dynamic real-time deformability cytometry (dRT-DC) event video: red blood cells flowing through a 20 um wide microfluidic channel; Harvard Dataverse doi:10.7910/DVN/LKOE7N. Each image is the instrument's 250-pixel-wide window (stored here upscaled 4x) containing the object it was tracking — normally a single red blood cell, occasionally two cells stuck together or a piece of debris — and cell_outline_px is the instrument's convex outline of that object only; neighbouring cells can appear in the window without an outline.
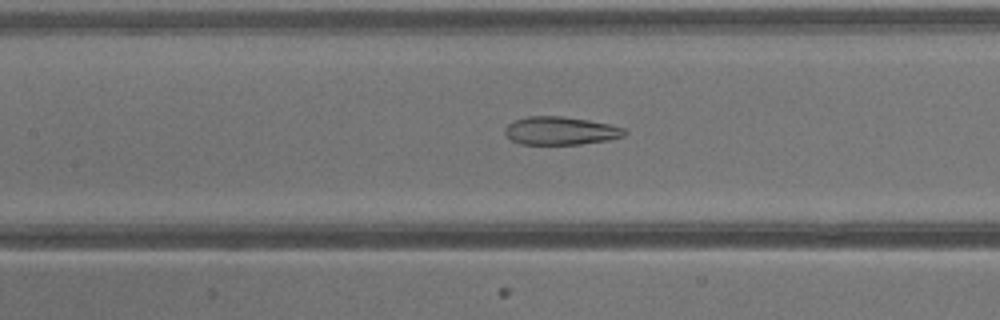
{"species": "common noctule bat (a hibernating species)", "species_latin": "Nyctalus noctula", "temperature_condition": "warm", "stored_images_in_passage": 39, "camera_frame_rate_fps": 3000, "um_per_image_px": 0.085, "animal": {"sex": "male", "body_mass_g": 13.3}, "frame": {"image": 1, "passage_image": 18, "time_ms": 5.667, "image_size_px": [1000, 320], "cell_outline_px": [[628, 132], [624, 136], [608, 140], [580, 144], [520, 144], [512, 140], [504, 132], [504, 128], [508, 124], [516, 120], [528, 116], [564, 116], [588, 120], [608, 124], [624, 128]], "centroid_in_image_um": [47.65, 11.11], "position_along_channel_um": 159.7, "area_um2": 19.54}}
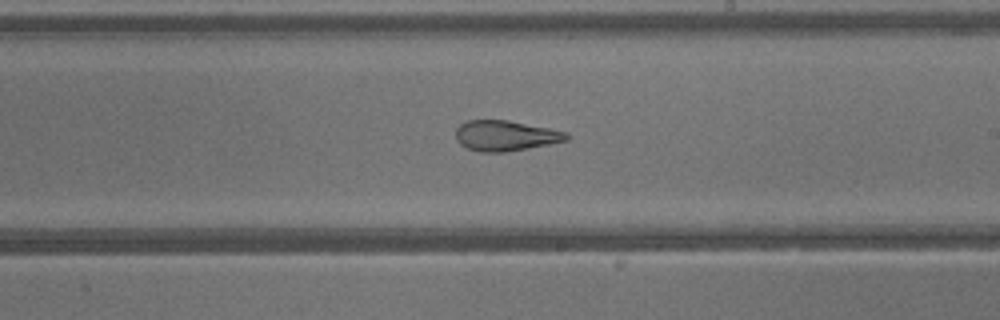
{"frame": {"image": 2, "passage_image": 23, "time_ms": 7.333, "image_size_px": [1000, 320], "cell_outline_px": [[572, 136], [568, 140], [552, 144], [508, 152], [480, 152], [468, 148], [460, 144], [456, 140], [456, 128], [460, 124], [468, 120], [508, 120], [568, 132]], "centroid_in_image_um": [43.0, 11.54], "position_along_channel_um": 246.0, "area_um2": 19.88}}
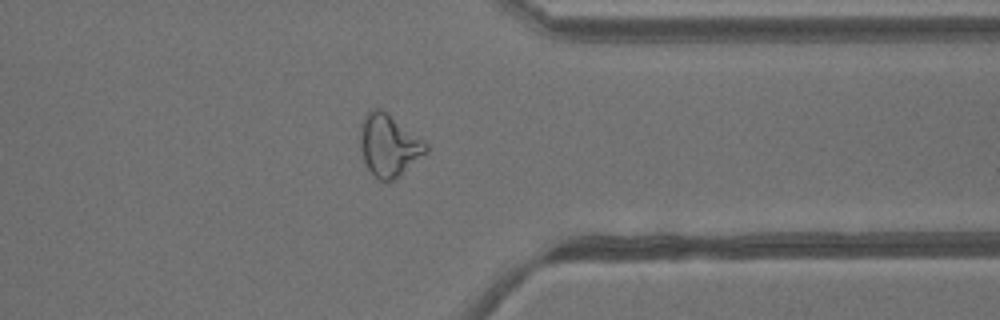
{"frame": {"image": 3, "passage_image": 31, "time_ms": 10.0, "image_size_px": [1000, 320], "cell_outline_px": [[428, 152], [392, 180], [380, 180], [368, 168], [364, 160], [360, 148], [360, 124], [364, 116], [372, 108], [376, 108], [384, 112], [424, 140], [428, 144]], "centroid_in_image_um": [33.04, 12.34], "position_along_channel_um": 378.4, "area_um2": 23.12}}